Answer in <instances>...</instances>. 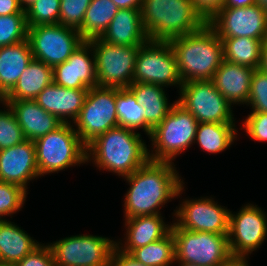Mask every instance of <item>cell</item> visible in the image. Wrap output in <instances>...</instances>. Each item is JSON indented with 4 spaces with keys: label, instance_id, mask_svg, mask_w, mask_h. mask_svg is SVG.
<instances>
[{
    "label": "cell",
    "instance_id": "cell-40",
    "mask_svg": "<svg viewBox=\"0 0 267 266\" xmlns=\"http://www.w3.org/2000/svg\"><path fill=\"white\" fill-rule=\"evenodd\" d=\"M16 266H55L52 251L47 243L40 244L27 254Z\"/></svg>",
    "mask_w": 267,
    "mask_h": 266
},
{
    "label": "cell",
    "instance_id": "cell-24",
    "mask_svg": "<svg viewBox=\"0 0 267 266\" xmlns=\"http://www.w3.org/2000/svg\"><path fill=\"white\" fill-rule=\"evenodd\" d=\"M136 96L137 102L143 106L144 113V132L149 137L152 130L160 124L170 112L174 103H168V96L165 94V87L148 84L132 83L128 87Z\"/></svg>",
    "mask_w": 267,
    "mask_h": 266
},
{
    "label": "cell",
    "instance_id": "cell-29",
    "mask_svg": "<svg viewBox=\"0 0 267 266\" xmlns=\"http://www.w3.org/2000/svg\"><path fill=\"white\" fill-rule=\"evenodd\" d=\"M119 8L111 0H92L87 8L81 28L78 30L85 41L101 37Z\"/></svg>",
    "mask_w": 267,
    "mask_h": 266
},
{
    "label": "cell",
    "instance_id": "cell-41",
    "mask_svg": "<svg viewBox=\"0 0 267 266\" xmlns=\"http://www.w3.org/2000/svg\"><path fill=\"white\" fill-rule=\"evenodd\" d=\"M194 8L208 21L224 5L225 0H191Z\"/></svg>",
    "mask_w": 267,
    "mask_h": 266
},
{
    "label": "cell",
    "instance_id": "cell-10",
    "mask_svg": "<svg viewBox=\"0 0 267 266\" xmlns=\"http://www.w3.org/2000/svg\"><path fill=\"white\" fill-rule=\"evenodd\" d=\"M176 100L198 123H235L232 105L212 80L184 82Z\"/></svg>",
    "mask_w": 267,
    "mask_h": 266
},
{
    "label": "cell",
    "instance_id": "cell-44",
    "mask_svg": "<svg viewBox=\"0 0 267 266\" xmlns=\"http://www.w3.org/2000/svg\"><path fill=\"white\" fill-rule=\"evenodd\" d=\"M119 9H141L143 0H111Z\"/></svg>",
    "mask_w": 267,
    "mask_h": 266
},
{
    "label": "cell",
    "instance_id": "cell-31",
    "mask_svg": "<svg viewBox=\"0 0 267 266\" xmlns=\"http://www.w3.org/2000/svg\"><path fill=\"white\" fill-rule=\"evenodd\" d=\"M129 255L146 266H171L175 263V241L172 231L158 241L133 249Z\"/></svg>",
    "mask_w": 267,
    "mask_h": 266
},
{
    "label": "cell",
    "instance_id": "cell-3",
    "mask_svg": "<svg viewBox=\"0 0 267 266\" xmlns=\"http://www.w3.org/2000/svg\"><path fill=\"white\" fill-rule=\"evenodd\" d=\"M169 42L182 83L212 80L224 60L223 42L207 22L200 29Z\"/></svg>",
    "mask_w": 267,
    "mask_h": 266
},
{
    "label": "cell",
    "instance_id": "cell-12",
    "mask_svg": "<svg viewBox=\"0 0 267 266\" xmlns=\"http://www.w3.org/2000/svg\"><path fill=\"white\" fill-rule=\"evenodd\" d=\"M72 124L86 146L97 136L119 126L116 88H89L80 114Z\"/></svg>",
    "mask_w": 267,
    "mask_h": 266
},
{
    "label": "cell",
    "instance_id": "cell-9",
    "mask_svg": "<svg viewBox=\"0 0 267 266\" xmlns=\"http://www.w3.org/2000/svg\"><path fill=\"white\" fill-rule=\"evenodd\" d=\"M48 245L55 266H110L116 241L93 234H79Z\"/></svg>",
    "mask_w": 267,
    "mask_h": 266
},
{
    "label": "cell",
    "instance_id": "cell-7",
    "mask_svg": "<svg viewBox=\"0 0 267 266\" xmlns=\"http://www.w3.org/2000/svg\"><path fill=\"white\" fill-rule=\"evenodd\" d=\"M171 231L175 241V264L219 266L232 256L228 235L189 231L179 228L174 222Z\"/></svg>",
    "mask_w": 267,
    "mask_h": 266
},
{
    "label": "cell",
    "instance_id": "cell-16",
    "mask_svg": "<svg viewBox=\"0 0 267 266\" xmlns=\"http://www.w3.org/2000/svg\"><path fill=\"white\" fill-rule=\"evenodd\" d=\"M207 23L220 38L267 39V11L258 5L221 8Z\"/></svg>",
    "mask_w": 267,
    "mask_h": 266
},
{
    "label": "cell",
    "instance_id": "cell-32",
    "mask_svg": "<svg viewBox=\"0 0 267 266\" xmlns=\"http://www.w3.org/2000/svg\"><path fill=\"white\" fill-rule=\"evenodd\" d=\"M116 108L119 126L144 131L145 110L129 88H116Z\"/></svg>",
    "mask_w": 267,
    "mask_h": 266
},
{
    "label": "cell",
    "instance_id": "cell-20",
    "mask_svg": "<svg viewBox=\"0 0 267 266\" xmlns=\"http://www.w3.org/2000/svg\"><path fill=\"white\" fill-rule=\"evenodd\" d=\"M13 110L25 139L35 141L63 122L46 112L35 100H3Z\"/></svg>",
    "mask_w": 267,
    "mask_h": 266
},
{
    "label": "cell",
    "instance_id": "cell-52",
    "mask_svg": "<svg viewBox=\"0 0 267 266\" xmlns=\"http://www.w3.org/2000/svg\"><path fill=\"white\" fill-rule=\"evenodd\" d=\"M0 103L2 104L3 103V99L0 97Z\"/></svg>",
    "mask_w": 267,
    "mask_h": 266
},
{
    "label": "cell",
    "instance_id": "cell-26",
    "mask_svg": "<svg viewBox=\"0 0 267 266\" xmlns=\"http://www.w3.org/2000/svg\"><path fill=\"white\" fill-rule=\"evenodd\" d=\"M39 245L14 222L0 220V262L17 264Z\"/></svg>",
    "mask_w": 267,
    "mask_h": 266
},
{
    "label": "cell",
    "instance_id": "cell-50",
    "mask_svg": "<svg viewBox=\"0 0 267 266\" xmlns=\"http://www.w3.org/2000/svg\"><path fill=\"white\" fill-rule=\"evenodd\" d=\"M178 266H199V265L189 264V263H178Z\"/></svg>",
    "mask_w": 267,
    "mask_h": 266
},
{
    "label": "cell",
    "instance_id": "cell-30",
    "mask_svg": "<svg viewBox=\"0 0 267 266\" xmlns=\"http://www.w3.org/2000/svg\"><path fill=\"white\" fill-rule=\"evenodd\" d=\"M224 60L258 69L261 56V45L265 39L249 37L221 38Z\"/></svg>",
    "mask_w": 267,
    "mask_h": 266
},
{
    "label": "cell",
    "instance_id": "cell-15",
    "mask_svg": "<svg viewBox=\"0 0 267 266\" xmlns=\"http://www.w3.org/2000/svg\"><path fill=\"white\" fill-rule=\"evenodd\" d=\"M200 198L183 200L174 210V223L189 231L228 235L230 210L219 205L212 197Z\"/></svg>",
    "mask_w": 267,
    "mask_h": 266
},
{
    "label": "cell",
    "instance_id": "cell-33",
    "mask_svg": "<svg viewBox=\"0 0 267 266\" xmlns=\"http://www.w3.org/2000/svg\"><path fill=\"white\" fill-rule=\"evenodd\" d=\"M26 13L0 16V47L27 40Z\"/></svg>",
    "mask_w": 267,
    "mask_h": 266
},
{
    "label": "cell",
    "instance_id": "cell-2",
    "mask_svg": "<svg viewBox=\"0 0 267 266\" xmlns=\"http://www.w3.org/2000/svg\"><path fill=\"white\" fill-rule=\"evenodd\" d=\"M86 160H91L100 170L129 176L148 160V148L141 134L117 126L97 136L87 146Z\"/></svg>",
    "mask_w": 267,
    "mask_h": 266
},
{
    "label": "cell",
    "instance_id": "cell-34",
    "mask_svg": "<svg viewBox=\"0 0 267 266\" xmlns=\"http://www.w3.org/2000/svg\"><path fill=\"white\" fill-rule=\"evenodd\" d=\"M25 12L28 27L58 24L60 0H37Z\"/></svg>",
    "mask_w": 267,
    "mask_h": 266
},
{
    "label": "cell",
    "instance_id": "cell-39",
    "mask_svg": "<svg viewBox=\"0 0 267 266\" xmlns=\"http://www.w3.org/2000/svg\"><path fill=\"white\" fill-rule=\"evenodd\" d=\"M242 127L250 139L259 142L267 141V112H250Z\"/></svg>",
    "mask_w": 267,
    "mask_h": 266
},
{
    "label": "cell",
    "instance_id": "cell-25",
    "mask_svg": "<svg viewBox=\"0 0 267 266\" xmlns=\"http://www.w3.org/2000/svg\"><path fill=\"white\" fill-rule=\"evenodd\" d=\"M32 60L33 55L28 39L0 47V97L2 99L12 91Z\"/></svg>",
    "mask_w": 267,
    "mask_h": 266
},
{
    "label": "cell",
    "instance_id": "cell-46",
    "mask_svg": "<svg viewBox=\"0 0 267 266\" xmlns=\"http://www.w3.org/2000/svg\"><path fill=\"white\" fill-rule=\"evenodd\" d=\"M219 266H249L247 257L231 256Z\"/></svg>",
    "mask_w": 267,
    "mask_h": 266
},
{
    "label": "cell",
    "instance_id": "cell-42",
    "mask_svg": "<svg viewBox=\"0 0 267 266\" xmlns=\"http://www.w3.org/2000/svg\"><path fill=\"white\" fill-rule=\"evenodd\" d=\"M110 266H146L135 260L131 255L115 248L112 254Z\"/></svg>",
    "mask_w": 267,
    "mask_h": 266
},
{
    "label": "cell",
    "instance_id": "cell-11",
    "mask_svg": "<svg viewBox=\"0 0 267 266\" xmlns=\"http://www.w3.org/2000/svg\"><path fill=\"white\" fill-rule=\"evenodd\" d=\"M88 42L92 45L95 55L98 86L128 88L133 83L139 46L114 45L100 37Z\"/></svg>",
    "mask_w": 267,
    "mask_h": 266
},
{
    "label": "cell",
    "instance_id": "cell-4",
    "mask_svg": "<svg viewBox=\"0 0 267 266\" xmlns=\"http://www.w3.org/2000/svg\"><path fill=\"white\" fill-rule=\"evenodd\" d=\"M141 15L149 40L169 41L192 33L207 22L191 0H143Z\"/></svg>",
    "mask_w": 267,
    "mask_h": 266
},
{
    "label": "cell",
    "instance_id": "cell-27",
    "mask_svg": "<svg viewBox=\"0 0 267 266\" xmlns=\"http://www.w3.org/2000/svg\"><path fill=\"white\" fill-rule=\"evenodd\" d=\"M52 82L53 67L33 59L3 100H34Z\"/></svg>",
    "mask_w": 267,
    "mask_h": 266
},
{
    "label": "cell",
    "instance_id": "cell-6",
    "mask_svg": "<svg viewBox=\"0 0 267 266\" xmlns=\"http://www.w3.org/2000/svg\"><path fill=\"white\" fill-rule=\"evenodd\" d=\"M197 126L192 114L176 102L149 136L152 141V150H148L149 160L173 162L177 155L195 143Z\"/></svg>",
    "mask_w": 267,
    "mask_h": 266
},
{
    "label": "cell",
    "instance_id": "cell-51",
    "mask_svg": "<svg viewBox=\"0 0 267 266\" xmlns=\"http://www.w3.org/2000/svg\"><path fill=\"white\" fill-rule=\"evenodd\" d=\"M0 266H16V264L0 262Z\"/></svg>",
    "mask_w": 267,
    "mask_h": 266
},
{
    "label": "cell",
    "instance_id": "cell-14",
    "mask_svg": "<svg viewBox=\"0 0 267 266\" xmlns=\"http://www.w3.org/2000/svg\"><path fill=\"white\" fill-rule=\"evenodd\" d=\"M267 236L266 212L246 204L236 214L230 211L228 241L232 256L247 257L259 249Z\"/></svg>",
    "mask_w": 267,
    "mask_h": 266
},
{
    "label": "cell",
    "instance_id": "cell-38",
    "mask_svg": "<svg viewBox=\"0 0 267 266\" xmlns=\"http://www.w3.org/2000/svg\"><path fill=\"white\" fill-rule=\"evenodd\" d=\"M248 105L251 112H267V73L259 69L252 76Z\"/></svg>",
    "mask_w": 267,
    "mask_h": 266
},
{
    "label": "cell",
    "instance_id": "cell-21",
    "mask_svg": "<svg viewBox=\"0 0 267 266\" xmlns=\"http://www.w3.org/2000/svg\"><path fill=\"white\" fill-rule=\"evenodd\" d=\"M253 68L223 60L212 81L220 94L232 105L246 104L250 94Z\"/></svg>",
    "mask_w": 267,
    "mask_h": 266
},
{
    "label": "cell",
    "instance_id": "cell-8",
    "mask_svg": "<svg viewBox=\"0 0 267 266\" xmlns=\"http://www.w3.org/2000/svg\"><path fill=\"white\" fill-rule=\"evenodd\" d=\"M133 83H148L166 88L178 85L180 90L183 83L169 41L148 39L139 46Z\"/></svg>",
    "mask_w": 267,
    "mask_h": 266
},
{
    "label": "cell",
    "instance_id": "cell-45",
    "mask_svg": "<svg viewBox=\"0 0 267 266\" xmlns=\"http://www.w3.org/2000/svg\"><path fill=\"white\" fill-rule=\"evenodd\" d=\"M255 0H225L222 8H239L255 5Z\"/></svg>",
    "mask_w": 267,
    "mask_h": 266
},
{
    "label": "cell",
    "instance_id": "cell-19",
    "mask_svg": "<svg viewBox=\"0 0 267 266\" xmlns=\"http://www.w3.org/2000/svg\"><path fill=\"white\" fill-rule=\"evenodd\" d=\"M87 92L88 89H69L52 82L34 100L63 123H71L78 118Z\"/></svg>",
    "mask_w": 267,
    "mask_h": 266
},
{
    "label": "cell",
    "instance_id": "cell-5",
    "mask_svg": "<svg viewBox=\"0 0 267 266\" xmlns=\"http://www.w3.org/2000/svg\"><path fill=\"white\" fill-rule=\"evenodd\" d=\"M73 127L71 123H62L55 130L34 141L40 176L58 173L87 162L86 145Z\"/></svg>",
    "mask_w": 267,
    "mask_h": 266
},
{
    "label": "cell",
    "instance_id": "cell-23",
    "mask_svg": "<svg viewBox=\"0 0 267 266\" xmlns=\"http://www.w3.org/2000/svg\"><path fill=\"white\" fill-rule=\"evenodd\" d=\"M100 38L114 45L141 46L149 39L143 27L141 9H119Z\"/></svg>",
    "mask_w": 267,
    "mask_h": 266
},
{
    "label": "cell",
    "instance_id": "cell-48",
    "mask_svg": "<svg viewBox=\"0 0 267 266\" xmlns=\"http://www.w3.org/2000/svg\"><path fill=\"white\" fill-rule=\"evenodd\" d=\"M37 0H19V4L23 10H26Z\"/></svg>",
    "mask_w": 267,
    "mask_h": 266
},
{
    "label": "cell",
    "instance_id": "cell-22",
    "mask_svg": "<svg viewBox=\"0 0 267 266\" xmlns=\"http://www.w3.org/2000/svg\"><path fill=\"white\" fill-rule=\"evenodd\" d=\"M161 215L136 216L125 219L126 239L125 243L117 241L116 248L129 254L137 249L158 241L170 231L172 224H165Z\"/></svg>",
    "mask_w": 267,
    "mask_h": 266
},
{
    "label": "cell",
    "instance_id": "cell-18",
    "mask_svg": "<svg viewBox=\"0 0 267 266\" xmlns=\"http://www.w3.org/2000/svg\"><path fill=\"white\" fill-rule=\"evenodd\" d=\"M39 177L34 141L26 139L0 150V181L19 185L28 191V183Z\"/></svg>",
    "mask_w": 267,
    "mask_h": 266
},
{
    "label": "cell",
    "instance_id": "cell-1",
    "mask_svg": "<svg viewBox=\"0 0 267 266\" xmlns=\"http://www.w3.org/2000/svg\"><path fill=\"white\" fill-rule=\"evenodd\" d=\"M174 162L148 160L124 177L130 188L125 194V219L136 216L161 215L159 212L171 199L181 196L184 182Z\"/></svg>",
    "mask_w": 267,
    "mask_h": 266
},
{
    "label": "cell",
    "instance_id": "cell-43",
    "mask_svg": "<svg viewBox=\"0 0 267 266\" xmlns=\"http://www.w3.org/2000/svg\"><path fill=\"white\" fill-rule=\"evenodd\" d=\"M26 13L19 4V0H0V16Z\"/></svg>",
    "mask_w": 267,
    "mask_h": 266
},
{
    "label": "cell",
    "instance_id": "cell-49",
    "mask_svg": "<svg viewBox=\"0 0 267 266\" xmlns=\"http://www.w3.org/2000/svg\"><path fill=\"white\" fill-rule=\"evenodd\" d=\"M256 5L267 11V0H255Z\"/></svg>",
    "mask_w": 267,
    "mask_h": 266
},
{
    "label": "cell",
    "instance_id": "cell-35",
    "mask_svg": "<svg viewBox=\"0 0 267 266\" xmlns=\"http://www.w3.org/2000/svg\"><path fill=\"white\" fill-rule=\"evenodd\" d=\"M2 105H4V110L0 109V150L10 148L26 140L13 110L4 102Z\"/></svg>",
    "mask_w": 267,
    "mask_h": 266
},
{
    "label": "cell",
    "instance_id": "cell-13",
    "mask_svg": "<svg viewBox=\"0 0 267 266\" xmlns=\"http://www.w3.org/2000/svg\"><path fill=\"white\" fill-rule=\"evenodd\" d=\"M27 39L33 59L51 67L67 61L85 42L78 30L60 23L28 27Z\"/></svg>",
    "mask_w": 267,
    "mask_h": 266
},
{
    "label": "cell",
    "instance_id": "cell-36",
    "mask_svg": "<svg viewBox=\"0 0 267 266\" xmlns=\"http://www.w3.org/2000/svg\"><path fill=\"white\" fill-rule=\"evenodd\" d=\"M27 195V191L21 186L0 181V220L19 212Z\"/></svg>",
    "mask_w": 267,
    "mask_h": 266
},
{
    "label": "cell",
    "instance_id": "cell-28",
    "mask_svg": "<svg viewBox=\"0 0 267 266\" xmlns=\"http://www.w3.org/2000/svg\"><path fill=\"white\" fill-rule=\"evenodd\" d=\"M235 123H198L195 142L208 153H220L237 140Z\"/></svg>",
    "mask_w": 267,
    "mask_h": 266
},
{
    "label": "cell",
    "instance_id": "cell-37",
    "mask_svg": "<svg viewBox=\"0 0 267 266\" xmlns=\"http://www.w3.org/2000/svg\"><path fill=\"white\" fill-rule=\"evenodd\" d=\"M92 0H60L59 23L79 30Z\"/></svg>",
    "mask_w": 267,
    "mask_h": 266
},
{
    "label": "cell",
    "instance_id": "cell-47",
    "mask_svg": "<svg viewBox=\"0 0 267 266\" xmlns=\"http://www.w3.org/2000/svg\"><path fill=\"white\" fill-rule=\"evenodd\" d=\"M259 70L267 73V39L262 42Z\"/></svg>",
    "mask_w": 267,
    "mask_h": 266
},
{
    "label": "cell",
    "instance_id": "cell-17",
    "mask_svg": "<svg viewBox=\"0 0 267 266\" xmlns=\"http://www.w3.org/2000/svg\"><path fill=\"white\" fill-rule=\"evenodd\" d=\"M53 82L69 89L98 86L95 55L88 41L74 51L67 61L53 67Z\"/></svg>",
    "mask_w": 267,
    "mask_h": 266
}]
</instances>
